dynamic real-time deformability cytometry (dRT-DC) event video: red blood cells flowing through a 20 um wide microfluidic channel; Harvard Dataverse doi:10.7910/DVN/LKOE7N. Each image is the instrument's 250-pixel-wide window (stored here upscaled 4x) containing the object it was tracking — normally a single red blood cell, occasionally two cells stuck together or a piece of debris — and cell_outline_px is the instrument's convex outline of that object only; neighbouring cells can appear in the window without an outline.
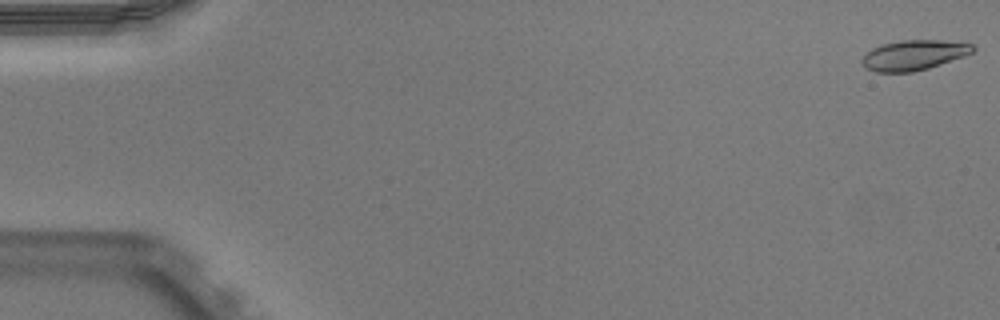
{"species": "Egyptian fruit bat (a non-hibernating species)", "species_latin": "Rousettus aegyptiacus", "temperature_condition": "warm", "stored_images_in_passage": 46, "camera_frame_rate_fps": 3000, "um_per_image_px": 0.085, "animal": {"sex": "male"}, "frame": {"image": 1, "passage_image": 1, "time_ms": 0.0, "image_size_px": [1000, 320], "cell_outline_px": [[976, 48], [972, 52], [964, 56], [928, 68], [912, 72], [876, 72], [864, 68], [860, 60], [872, 48], [884, 44], [900, 40], [940, 40], [972, 44]], "centroid_in_image_um": [77.65, 4.69], "position_along_channel_um": 7.4, "area_um2": 19.31}}
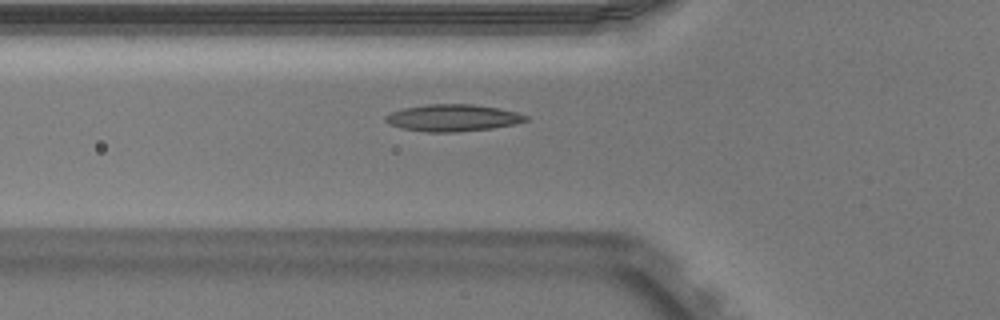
{"frame": {"image": 2, "passage_image": 19, "time_ms": 6.0, "image_size_px": [1000, 320], "cell_outline_px": [[528, 120], [516, 124], [492, 128], [456, 132], [428, 132], [400, 128], [388, 124], [384, 120], [384, 116], [392, 112], [404, 108], [428, 104], [472, 104], [496, 108], [516, 112], [528, 116]], "centroid_in_image_um": [38.46, 10.02], "position_along_channel_um": 87.3, "area_um2": 21.96}}
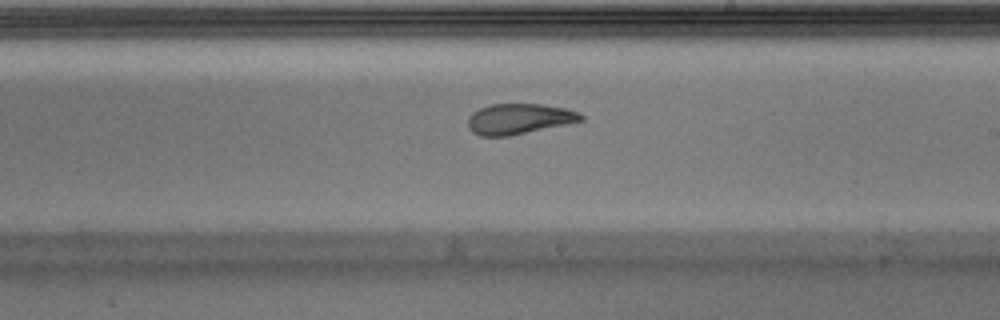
{"frame": {"image": 3, "passage_image": 31, "time_ms": 10.0, "image_size_px": [1000, 320], "cell_outline_px": [[584, 120], [508, 136], [480, 136], [472, 132], [468, 128], [468, 116], [472, 112], [488, 104], [540, 104], [564, 108], [576, 112], [584, 116]], "centroid_in_image_um": [44.05, 10.1], "position_along_channel_um": 244.9, "area_um2": 19.94}}